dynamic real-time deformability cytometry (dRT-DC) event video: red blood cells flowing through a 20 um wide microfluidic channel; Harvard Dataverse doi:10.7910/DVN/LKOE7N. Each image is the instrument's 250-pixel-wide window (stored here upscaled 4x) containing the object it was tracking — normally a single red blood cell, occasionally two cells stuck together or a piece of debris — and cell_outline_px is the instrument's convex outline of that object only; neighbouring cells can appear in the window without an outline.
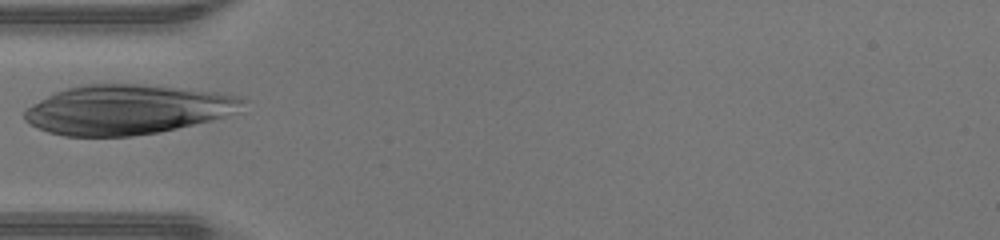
{"species": "human", "species_latin": "Homo sapiens", "temperature_condition": "warm", "stored_images_in_passage": 19, "camera_frame_rate_fps": 3000, "um_per_image_px": 0.085, "donor": {"sex": "male"}, "frame": {"image": 1, "passage_image": 1, "time_ms": 0.0, "image_size_px": [1000, 240], "cell_outline_px": [[248, 100], [236, 112], [224, 116], [160, 132], [132, 136], [64, 136], [48, 132], [24, 120], [24, 112], [32, 104], [56, 92], [68, 88], [88, 84], [144, 84], [220, 92], [240, 96]], "centroid_in_image_um": [10.83, 9.3], "position_along_channel_um": 74.2, "area_um2": 62.66}}